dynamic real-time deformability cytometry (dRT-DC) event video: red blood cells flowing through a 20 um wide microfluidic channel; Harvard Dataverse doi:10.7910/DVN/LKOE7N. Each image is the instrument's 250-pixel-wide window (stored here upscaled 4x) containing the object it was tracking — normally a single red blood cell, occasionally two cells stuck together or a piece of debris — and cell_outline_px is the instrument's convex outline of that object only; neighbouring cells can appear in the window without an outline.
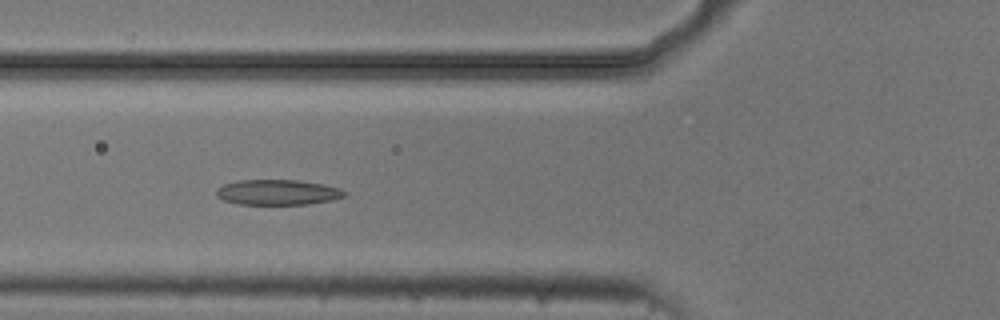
{"species": "common noctule bat (a hibernating species)", "species_latin": "Nyctalus noctula", "temperature_condition": "cold", "stored_images_in_passage": 53, "camera_frame_rate_fps": 3000, "um_per_image_px": 0.085, "animal": {"sex": "male", "body_mass_g": 20.5, "forearm_length_mm": 52.5}, "frame": {"image": 1, "passage_image": 19, "time_ms": 6.0, "image_size_px": [1000, 320], "cell_outline_px": [[348, 192], [344, 196], [332, 200], [308, 204], [240, 204], [224, 200], [216, 196], [216, 188], [224, 184], [240, 180], [300, 180], [324, 184], [340, 188]], "centroid_in_image_um": [23.62, 16.34], "position_along_channel_um": 102.2, "area_um2": 18.96}}
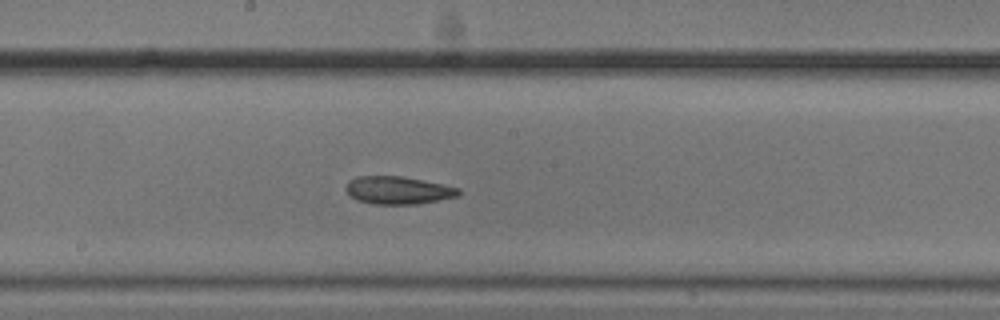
{"frame": {"image": 2, "passage_image": 28, "time_ms": 9.0, "image_size_px": [1000, 320], "cell_outline_px": [[460, 192], [456, 196], [416, 204], [372, 204], [356, 200], [344, 188], [348, 180], [356, 176], [400, 176], [444, 184], [460, 188]], "centroid_in_image_um": [33.79, 16.16], "position_along_channel_um": 214.4, "area_um2": 18.15}}
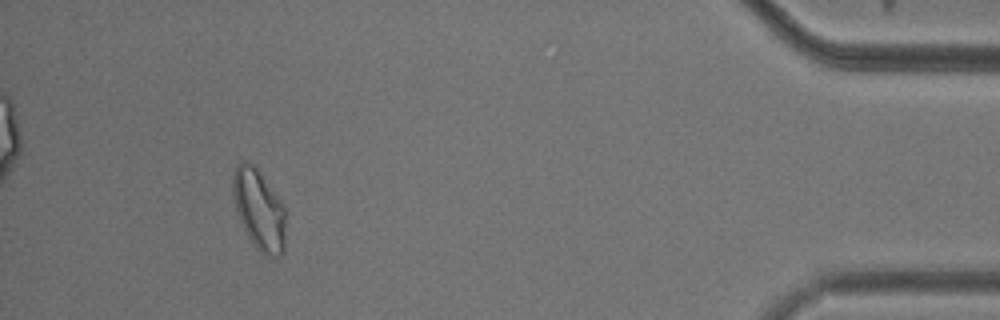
{"frame": {"image": 3, "passage_image": 49, "time_ms": 16.0, "image_size_px": [1000, 320], "cell_outline_px": [[284, 252], [276, 260], [260, 252], [256, 248], [248, 236], [236, 212], [232, 192], [232, 176], [236, 164], [240, 160], [248, 160], [260, 172], [284, 204]], "centroid_in_image_um": [22.0, 17.8], "position_along_channel_um": 413.2, "area_um2": 25.03}, "authors_computed_cell_mechanics": {"area_um2": 20.1144, "velocity_mm_per_s": 3.7193, "shape_relaxation_time_tau1_ms": 5.4507, "shape_relaxation_time_tau2_ms": 2.7718, "deformation_change_tau1": 0.1196, "deformation_change_tau2": 0.0947}}